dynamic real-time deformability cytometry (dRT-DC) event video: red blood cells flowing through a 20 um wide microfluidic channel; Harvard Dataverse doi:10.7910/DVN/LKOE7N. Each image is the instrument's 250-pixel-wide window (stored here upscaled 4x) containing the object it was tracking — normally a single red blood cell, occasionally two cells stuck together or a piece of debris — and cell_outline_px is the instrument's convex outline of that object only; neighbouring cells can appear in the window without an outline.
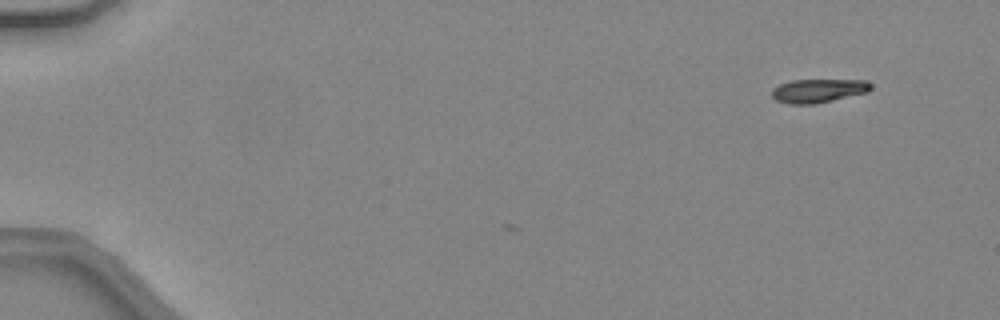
{"species": "common noctule bat (a hibernating species)", "species_latin": "Nyctalus noctula", "temperature_condition": "warm", "stored_images_in_passage": 4, "camera_frame_rate_fps": 3000, "um_per_image_px": 0.085, "animal": {"sex": "female", "body_mass_g": 24.6, "forearm_length_mm": 56.2}, "frame": {"image": 1, "passage_image": 4, "time_ms": 1.0, "image_size_px": [1000, 320], "cell_outline_px": [[872, 88], [868, 92], [816, 104], [788, 104], [776, 100], [772, 96], [772, 88], [780, 84], [792, 80], [864, 80], [872, 84]], "centroid_in_image_um": [69.55, 7.71], "position_along_channel_um": 15.4, "area_um2": 13.7}}